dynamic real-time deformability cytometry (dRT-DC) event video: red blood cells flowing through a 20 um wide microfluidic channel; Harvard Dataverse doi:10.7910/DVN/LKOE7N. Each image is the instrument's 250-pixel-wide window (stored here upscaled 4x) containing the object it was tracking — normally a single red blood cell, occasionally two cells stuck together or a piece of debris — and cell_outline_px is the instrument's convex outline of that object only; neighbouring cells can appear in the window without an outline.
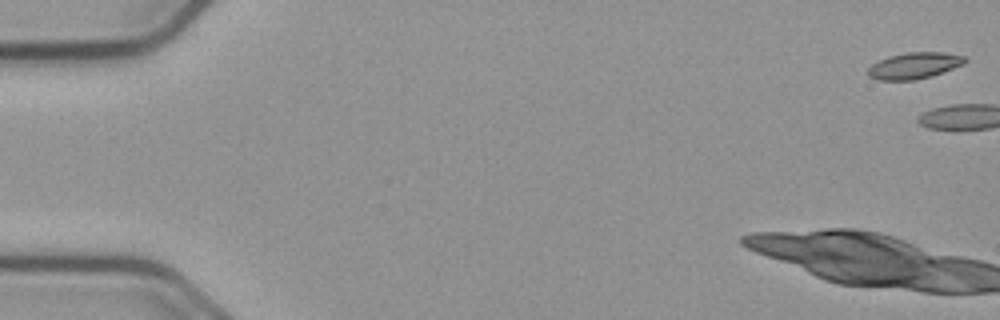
{"species": "common noctule bat (a hibernating species)", "species_latin": "Nyctalus noctula", "temperature_condition": "cold", "stored_images_in_passage": 14, "camera_frame_rate_fps": 3000, "um_per_image_px": 0.085, "animal": {"sex": "male", "body_mass_g": 23.1, "forearm_length_mm": 52.7}, "frame": {"image": 1, "passage_image": 1, "time_ms": 0.0, "image_size_px": [1000, 320], "cell_outline_px": [[968, 60], [964, 64], [932, 76], [912, 80], [880, 80], [868, 76], [868, 68], [872, 64], [888, 56], [908, 52], [944, 52], [964, 56]], "centroid_in_image_um": [77.73, 5.57], "position_along_channel_um": 7.3, "area_um2": 14.85}}